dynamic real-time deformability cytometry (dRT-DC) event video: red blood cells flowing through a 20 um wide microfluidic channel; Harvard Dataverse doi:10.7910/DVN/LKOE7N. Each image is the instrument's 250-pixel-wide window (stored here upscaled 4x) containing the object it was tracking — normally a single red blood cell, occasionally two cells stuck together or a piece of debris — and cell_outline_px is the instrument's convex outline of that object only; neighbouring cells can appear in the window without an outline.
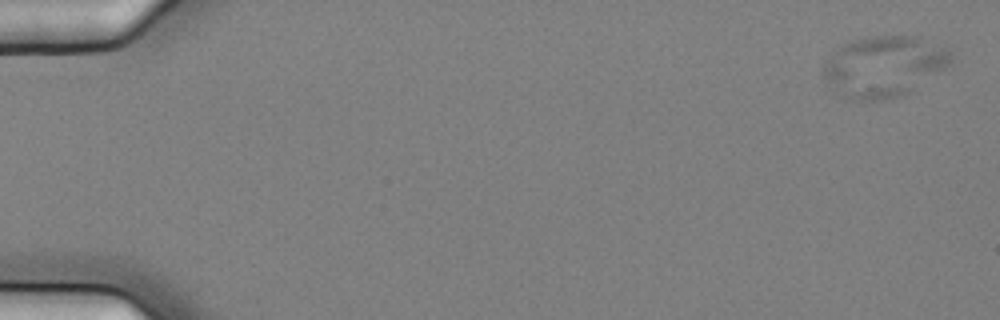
{"species": "common noctule bat (a hibernating species)", "species_latin": "Nyctalus noctula", "temperature_condition": "cold", "stored_images_in_passage": 8, "camera_frame_rate_fps": 3000, "um_per_image_px": 0.085, "animal": {"sex": "female", "body_mass_g": 25.1}, "frame": {"image": 1, "passage_image": 2, "time_ms": 0.333, "image_size_px": [1000, 320], "cell_outline_px": [[952, 60], [944, 68], [908, 92], [900, 96], [880, 100], [848, 100], [832, 88], [824, 76], [824, 64], [844, 44], [852, 40], [872, 36], [920, 36], [952, 52]], "centroid_in_image_um": [75.13, 5.64], "position_along_channel_um": 9.9, "area_um2": 44.45}}
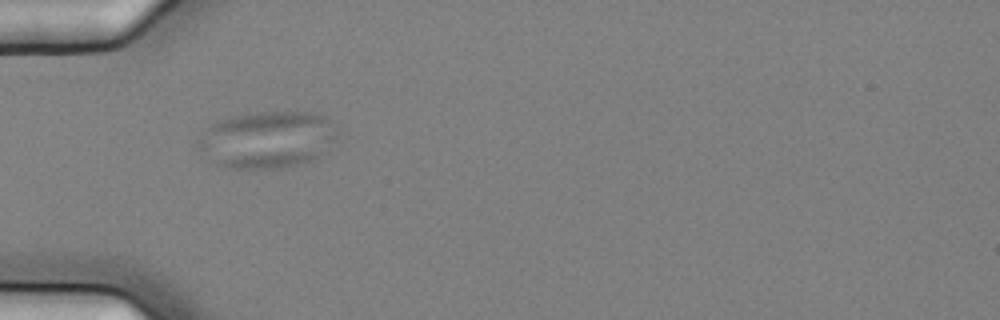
{"frame": {"image": 2, "passage_image": 7, "time_ms": 2.0, "image_size_px": [1000, 320], "cell_outline_px": [[340, 132], [316, 160], [288, 168], [224, 168], [216, 164], [196, 148], [196, 140], [216, 120], [232, 116], [256, 112], [312, 112], [324, 116]], "centroid_in_image_um": [22.7, 11.88], "position_along_channel_um": 62.3, "area_um2": 46.59}}
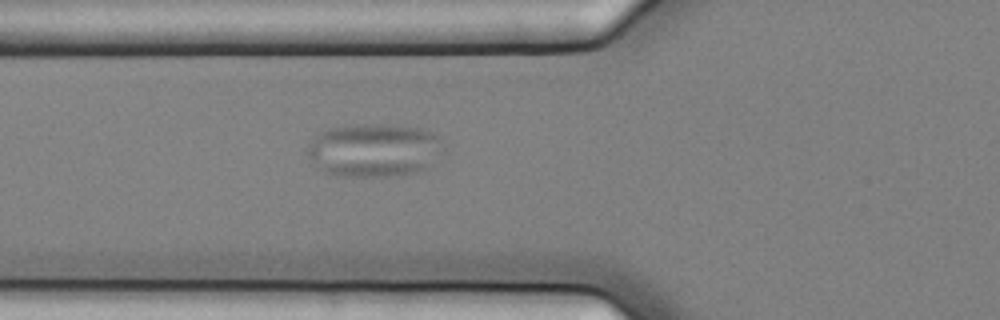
{"frame": {"image": 3, "passage_image": 8, "time_ms": 2.333, "image_size_px": [1000, 320], "cell_outline_px": [[440, 136], [428, 168], [416, 172], [388, 176], [328, 176], [316, 168], [308, 156], [308, 144], [320, 132], [328, 128], [344, 124], [396, 124], [420, 128], [432, 132]], "centroid_in_image_um": [31.64, 12.75], "position_along_channel_um": 94.2, "area_um2": 42.19}}